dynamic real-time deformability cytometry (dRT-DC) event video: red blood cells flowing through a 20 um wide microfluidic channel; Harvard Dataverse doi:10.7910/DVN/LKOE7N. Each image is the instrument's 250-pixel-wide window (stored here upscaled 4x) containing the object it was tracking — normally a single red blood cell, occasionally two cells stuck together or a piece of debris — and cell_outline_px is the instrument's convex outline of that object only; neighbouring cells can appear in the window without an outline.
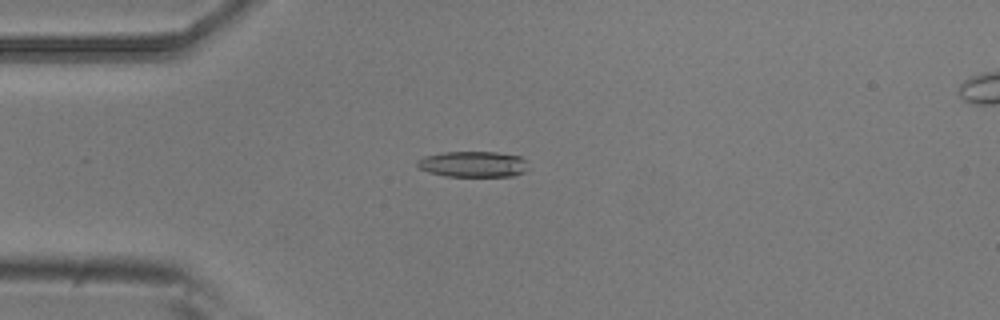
{"species": "common noctule bat (a hibernating species)", "species_latin": "Nyctalus noctula", "temperature_condition": "room temperature", "stored_images_in_passage": 7, "camera_frame_rate_fps": 3000, "um_per_image_px": 0.085, "animal": {"sex": "male", "body_mass_g": 20.5, "forearm_length_mm": 52.5}, "frame": {"image": 1, "passage_image": 3, "time_ms": 0.667, "image_size_px": [1000, 320], "cell_outline_px": [[528, 168], [524, 172], [512, 176], [444, 176], [428, 172], [420, 168], [416, 164], [416, 160], [424, 156], [444, 152], [496, 152], [520, 156], [528, 160]], "centroid_in_image_um": [40.23, 13.95], "position_along_channel_um": 44.8, "area_um2": 16.88}}
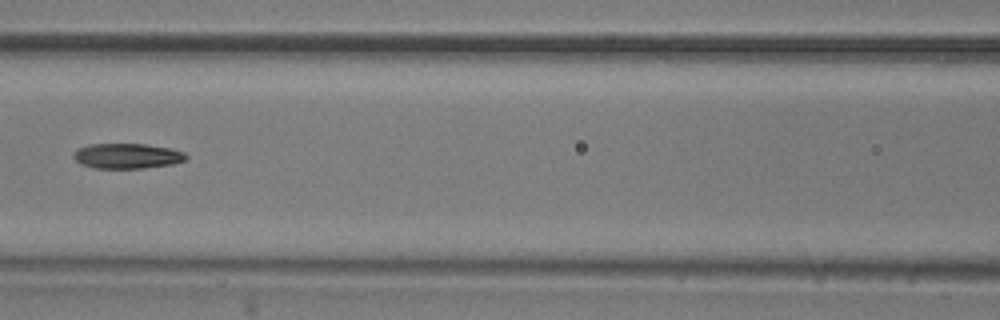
{"frame": {"image": 2, "passage_image": 6, "time_ms": 1.667, "image_size_px": [1000, 320], "cell_outline_px": [[188, 156], [184, 160], [172, 164], [144, 168], [96, 168], [80, 164], [72, 156], [76, 148], [88, 144], [144, 144], [172, 148], [184, 152]], "centroid_in_image_um": [10.78, 13.25], "position_along_channel_um": 155.8, "area_um2": 16.59}}
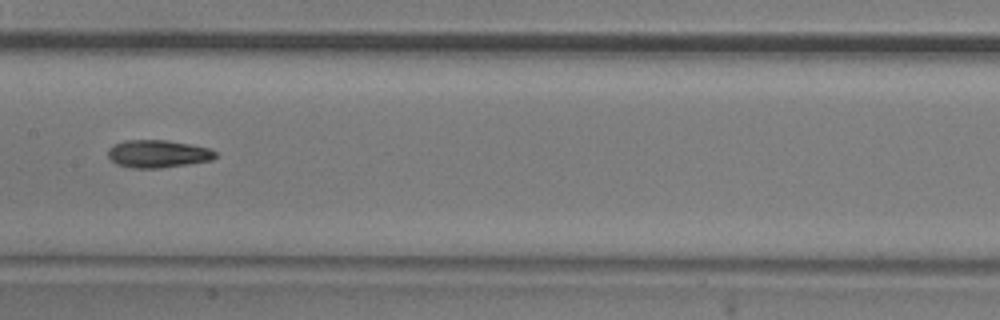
{"frame": {"image": 3, "passage_image": 7, "time_ms": 2.0, "image_size_px": [1000, 320], "cell_outline_px": [[216, 156], [212, 160], [188, 164], [160, 168], [132, 168], [116, 164], [108, 156], [108, 148], [112, 144], [124, 140], [168, 140], [212, 148], [216, 152]], "centroid_in_image_um": [13.42, 13.06], "position_along_channel_um": 194.0, "area_um2": 17.51}}